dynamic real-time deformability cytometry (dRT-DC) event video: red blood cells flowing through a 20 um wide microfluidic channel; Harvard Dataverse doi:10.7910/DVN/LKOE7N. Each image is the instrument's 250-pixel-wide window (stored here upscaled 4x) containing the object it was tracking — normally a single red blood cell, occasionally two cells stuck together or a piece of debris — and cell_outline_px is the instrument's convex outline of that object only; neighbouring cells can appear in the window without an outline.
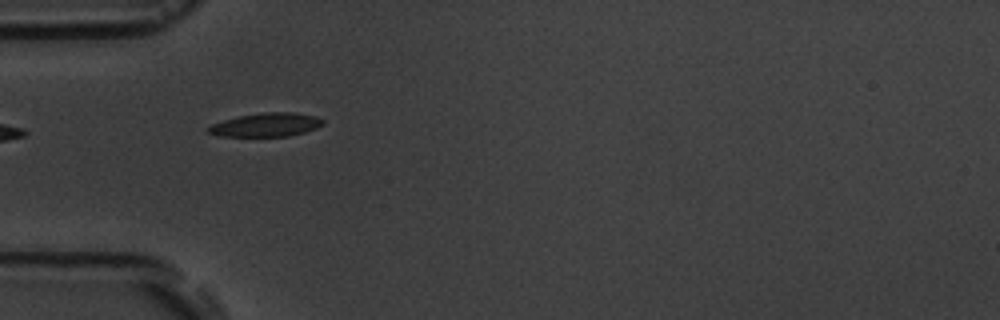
{"species": "common noctule bat (a hibernating species)", "species_latin": "Nyctalus noctula", "temperature_condition": "room temperature", "stored_images_in_passage": 6, "segment_of_instrument_passage": [2, 2], "camera_frame_rate_fps": 3000, "um_per_image_px": 0.085, "animal": {"sex": "male", "body_mass_g": 19.5, "forearm_length_mm": 54.6}, "frame": {"image": 1, "passage_image": 5, "time_ms": 4.667, "image_size_px": [1000, 320], "cell_outline_px": [[324, 124], [316, 128], [304, 132], [288, 136], [220, 136], [204, 132], [204, 128], [212, 124], [224, 120], [240, 116], [264, 112], [292, 112], [316, 116], [324, 120]], "centroid_in_image_um": [22.59, 10.61], "position_along_channel_um": 62.4, "area_um2": 15.84}}
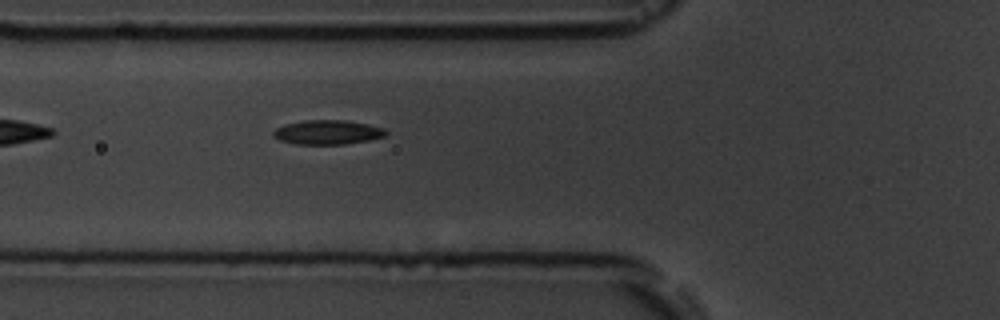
{"frame": {"image": 2, "passage_image": 6, "time_ms": 5.667, "image_size_px": [1000, 320], "cell_outline_px": [[388, 132], [384, 136], [368, 140], [344, 144], [296, 144], [280, 140], [272, 136], [272, 132], [276, 128], [284, 124], [304, 120], [344, 120], [368, 124], [384, 128]], "centroid_in_image_um": [27.82, 11.23], "position_along_channel_um": 98.0, "area_um2": 15.95}}